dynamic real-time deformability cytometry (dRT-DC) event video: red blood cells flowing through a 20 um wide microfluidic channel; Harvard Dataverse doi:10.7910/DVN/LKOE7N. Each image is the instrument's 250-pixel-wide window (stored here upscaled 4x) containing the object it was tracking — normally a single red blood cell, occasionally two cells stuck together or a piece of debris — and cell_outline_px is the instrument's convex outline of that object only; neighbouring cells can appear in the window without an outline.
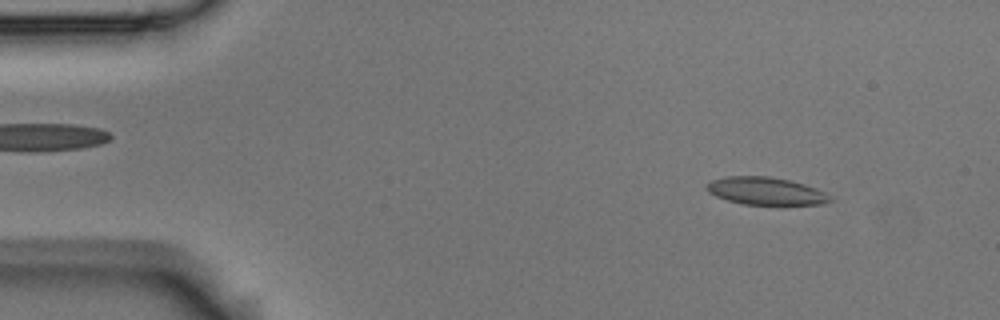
{"species": "Egyptian fruit bat (a non-hibernating species)", "species_latin": "Rousettus aegyptiacus", "temperature_condition": "room temperature", "stored_images_in_passage": 54, "camera_frame_rate_fps": 3000, "um_per_image_px": 0.085, "animal": {"sex": "male"}, "frame": {"image": 1, "passage_image": 6, "time_ms": 1.667, "image_size_px": [1000, 320], "cell_outline_px": [[832, 200], [820, 204], [744, 204], [728, 200], [716, 196], [708, 192], [704, 188], [704, 184], [712, 180], [728, 176], [768, 176], [788, 180], [804, 184], [816, 188], [824, 192]], "centroid_in_image_um": [65.02, 16.22], "position_along_channel_um": 20.0, "area_um2": 19.59}}
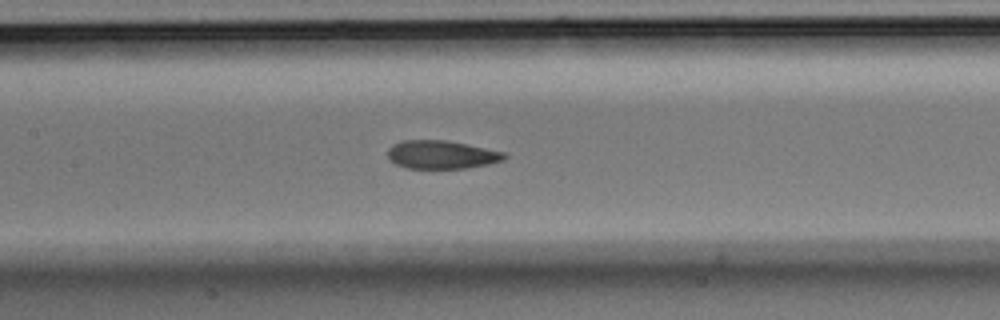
{"frame": {"image": 2, "passage_image": 25, "time_ms": 8.0, "image_size_px": [1000, 320], "cell_outline_px": [[508, 156], [504, 160], [488, 164], [468, 168], [408, 168], [396, 164], [388, 156], [388, 148], [392, 144], [400, 140], [444, 140], [468, 144], [504, 152]], "centroid_in_image_um": [37.54, 13.14], "position_along_channel_um": 169.9, "area_um2": 19.25}}
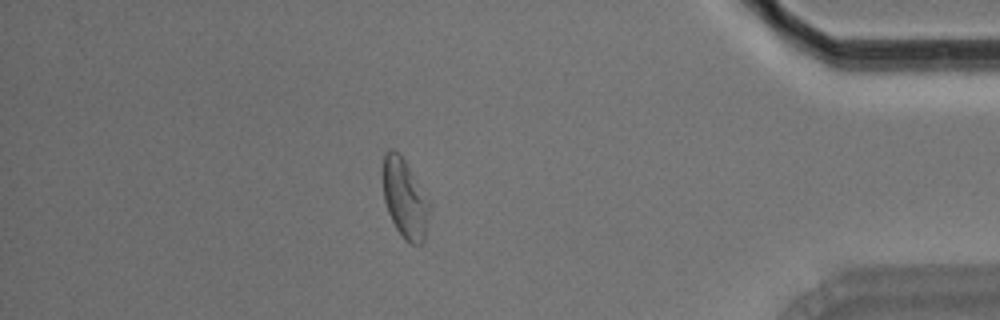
{"frame": {"image": 3, "passage_image": 47, "time_ms": 15.333, "image_size_px": [1000, 320], "cell_outline_px": [[428, 212], [424, 240], [420, 244], [412, 244], [404, 240], [396, 228], [388, 212], [384, 200], [384, 152], [388, 148], [392, 148], [404, 160], [428, 200]], "centroid_in_image_um": [34.38, 16.9], "position_along_channel_um": 400.8, "area_um2": 20.63}, "authors_computed_cell_mechanics": {"area_um2": 20.4612, "velocity_mm_per_s": 3.6871, "shape_relaxation_time_tau1_ms": 8.6339, "shape_relaxation_time_tau2_ms": 1.2322, "deformation_change_tau1": 0.173, "deformation_change_tau2": 0.0532}}